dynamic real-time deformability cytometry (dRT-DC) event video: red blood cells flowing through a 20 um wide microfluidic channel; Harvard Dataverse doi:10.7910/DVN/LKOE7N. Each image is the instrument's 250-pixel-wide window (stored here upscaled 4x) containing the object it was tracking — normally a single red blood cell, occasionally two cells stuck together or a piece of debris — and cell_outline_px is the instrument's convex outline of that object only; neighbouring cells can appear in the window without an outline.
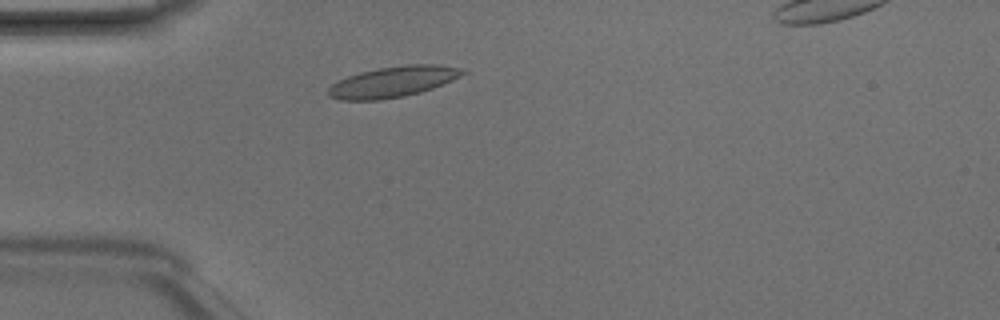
{"species": "Egyptian fruit bat (a non-hibernating species)", "species_latin": "Rousettus aegyptiacus", "temperature_condition": "room temperature", "stored_images_in_passage": 2, "camera_frame_rate_fps": 3000, "um_per_image_px": 0.085, "animal": {"sex": "male"}, "frame": {"image": 1, "passage_image": 2, "time_ms": 0.333, "image_size_px": [1000, 320], "cell_outline_px": [[468, 72], [452, 80], [432, 88], [420, 92], [404, 96], [380, 100], [340, 100], [328, 96], [328, 88], [332, 84], [348, 76], [360, 72], [380, 68], [408, 64], [436, 64], [464, 68]], "centroid_in_image_um": [33.42, 6.95], "position_along_channel_um": 51.6, "area_um2": 24.04}}